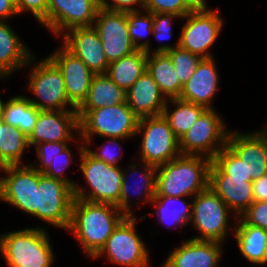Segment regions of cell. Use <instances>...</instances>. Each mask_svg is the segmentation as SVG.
Here are the masks:
<instances>
[{
	"label": "cell",
	"instance_id": "6da1fadb",
	"mask_svg": "<svg viewBox=\"0 0 267 267\" xmlns=\"http://www.w3.org/2000/svg\"><path fill=\"white\" fill-rule=\"evenodd\" d=\"M126 215L115 205L74 198L68 231L93 258Z\"/></svg>",
	"mask_w": 267,
	"mask_h": 267
},
{
	"label": "cell",
	"instance_id": "7a4b0ae2",
	"mask_svg": "<svg viewBox=\"0 0 267 267\" xmlns=\"http://www.w3.org/2000/svg\"><path fill=\"white\" fill-rule=\"evenodd\" d=\"M211 159L181 154L157 166L155 196L194 197L209 187Z\"/></svg>",
	"mask_w": 267,
	"mask_h": 267
},
{
	"label": "cell",
	"instance_id": "3957f363",
	"mask_svg": "<svg viewBox=\"0 0 267 267\" xmlns=\"http://www.w3.org/2000/svg\"><path fill=\"white\" fill-rule=\"evenodd\" d=\"M46 228L27 227L0 235V253L8 267H52L53 246Z\"/></svg>",
	"mask_w": 267,
	"mask_h": 267
},
{
	"label": "cell",
	"instance_id": "277c9868",
	"mask_svg": "<svg viewBox=\"0 0 267 267\" xmlns=\"http://www.w3.org/2000/svg\"><path fill=\"white\" fill-rule=\"evenodd\" d=\"M79 167L87 188L75 184L74 198L95 203H108L117 205L120 200L123 168H116L93 157L85 148V143L79 144Z\"/></svg>",
	"mask_w": 267,
	"mask_h": 267
},
{
	"label": "cell",
	"instance_id": "5b68a950",
	"mask_svg": "<svg viewBox=\"0 0 267 267\" xmlns=\"http://www.w3.org/2000/svg\"><path fill=\"white\" fill-rule=\"evenodd\" d=\"M79 117V137L85 146L92 144V137H136L139 117L127 103L94 110H76ZM91 143V144H90Z\"/></svg>",
	"mask_w": 267,
	"mask_h": 267
},
{
	"label": "cell",
	"instance_id": "8992f818",
	"mask_svg": "<svg viewBox=\"0 0 267 267\" xmlns=\"http://www.w3.org/2000/svg\"><path fill=\"white\" fill-rule=\"evenodd\" d=\"M35 59V56L32 55L26 65L28 68L33 64L27 84L35 98L27 97L29 101L39 110L76 111V108L68 100L61 70L48 56L39 62H36Z\"/></svg>",
	"mask_w": 267,
	"mask_h": 267
},
{
	"label": "cell",
	"instance_id": "52a82bcc",
	"mask_svg": "<svg viewBox=\"0 0 267 267\" xmlns=\"http://www.w3.org/2000/svg\"><path fill=\"white\" fill-rule=\"evenodd\" d=\"M229 213L233 212L210 187L195 195L192 198V214L188 224H191L200 235L191 239L225 242L228 232L231 231L230 234L233 235L235 228L229 224Z\"/></svg>",
	"mask_w": 267,
	"mask_h": 267
},
{
	"label": "cell",
	"instance_id": "ba28073f",
	"mask_svg": "<svg viewBox=\"0 0 267 267\" xmlns=\"http://www.w3.org/2000/svg\"><path fill=\"white\" fill-rule=\"evenodd\" d=\"M136 221V216H126L92 259L105 255L106 260L113 265L150 267L149 249L137 234Z\"/></svg>",
	"mask_w": 267,
	"mask_h": 267
},
{
	"label": "cell",
	"instance_id": "9c48e42d",
	"mask_svg": "<svg viewBox=\"0 0 267 267\" xmlns=\"http://www.w3.org/2000/svg\"><path fill=\"white\" fill-rule=\"evenodd\" d=\"M141 135L140 161L154 166L181 155L179 139L163 114L139 118L136 136Z\"/></svg>",
	"mask_w": 267,
	"mask_h": 267
},
{
	"label": "cell",
	"instance_id": "30bf717a",
	"mask_svg": "<svg viewBox=\"0 0 267 267\" xmlns=\"http://www.w3.org/2000/svg\"><path fill=\"white\" fill-rule=\"evenodd\" d=\"M215 109H206L179 140L181 154L213 159L227 145L230 130Z\"/></svg>",
	"mask_w": 267,
	"mask_h": 267
},
{
	"label": "cell",
	"instance_id": "8fae6325",
	"mask_svg": "<svg viewBox=\"0 0 267 267\" xmlns=\"http://www.w3.org/2000/svg\"><path fill=\"white\" fill-rule=\"evenodd\" d=\"M74 200L73 187L39 172L36 218L51 226L67 230Z\"/></svg>",
	"mask_w": 267,
	"mask_h": 267
},
{
	"label": "cell",
	"instance_id": "7c38bea8",
	"mask_svg": "<svg viewBox=\"0 0 267 267\" xmlns=\"http://www.w3.org/2000/svg\"><path fill=\"white\" fill-rule=\"evenodd\" d=\"M0 200L22 212L36 217V198L39 172L31 165H12L0 168Z\"/></svg>",
	"mask_w": 267,
	"mask_h": 267
},
{
	"label": "cell",
	"instance_id": "4fadbf2b",
	"mask_svg": "<svg viewBox=\"0 0 267 267\" xmlns=\"http://www.w3.org/2000/svg\"><path fill=\"white\" fill-rule=\"evenodd\" d=\"M218 10L190 12L183 17L186 22L179 36V47L199 55L201 58H212L213 47L223 28V18Z\"/></svg>",
	"mask_w": 267,
	"mask_h": 267
},
{
	"label": "cell",
	"instance_id": "5bb4252c",
	"mask_svg": "<svg viewBox=\"0 0 267 267\" xmlns=\"http://www.w3.org/2000/svg\"><path fill=\"white\" fill-rule=\"evenodd\" d=\"M93 27L100 36L108 63L137 50L129 36L127 12L99 8Z\"/></svg>",
	"mask_w": 267,
	"mask_h": 267
},
{
	"label": "cell",
	"instance_id": "9a60e30c",
	"mask_svg": "<svg viewBox=\"0 0 267 267\" xmlns=\"http://www.w3.org/2000/svg\"><path fill=\"white\" fill-rule=\"evenodd\" d=\"M98 10L97 0H48L47 30L60 38L70 29L93 26Z\"/></svg>",
	"mask_w": 267,
	"mask_h": 267
},
{
	"label": "cell",
	"instance_id": "2e32d148",
	"mask_svg": "<svg viewBox=\"0 0 267 267\" xmlns=\"http://www.w3.org/2000/svg\"><path fill=\"white\" fill-rule=\"evenodd\" d=\"M73 130H76L75 133L79 134L80 126L77 111L40 110L36 125L28 136V143L30 147H35L37 144L45 142H83L79 137L76 141L75 137L77 135L73 134Z\"/></svg>",
	"mask_w": 267,
	"mask_h": 267
},
{
	"label": "cell",
	"instance_id": "e0dca14e",
	"mask_svg": "<svg viewBox=\"0 0 267 267\" xmlns=\"http://www.w3.org/2000/svg\"><path fill=\"white\" fill-rule=\"evenodd\" d=\"M48 57L61 70L68 100L77 109L86 99L95 74L63 44Z\"/></svg>",
	"mask_w": 267,
	"mask_h": 267
},
{
	"label": "cell",
	"instance_id": "ac0fdd59",
	"mask_svg": "<svg viewBox=\"0 0 267 267\" xmlns=\"http://www.w3.org/2000/svg\"><path fill=\"white\" fill-rule=\"evenodd\" d=\"M252 178L231 177L225 174L213 161L209 168V187L239 218L254 202Z\"/></svg>",
	"mask_w": 267,
	"mask_h": 267
},
{
	"label": "cell",
	"instance_id": "d6986e66",
	"mask_svg": "<svg viewBox=\"0 0 267 267\" xmlns=\"http://www.w3.org/2000/svg\"><path fill=\"white\" fill-rule=\"evenodd\" d=\"M62 44L81 59L94 74H105L109 66L100 36L93 26L77 27L63 34Z\"/></svg>",
	"mask_w": 267,
	"mask_h": 267
},
{
	"label": "cell",
	"instance_id": "ffe728a7",
	"mask_svg": "<svg viewBox=\"0 0 267 267\" xmlns=\"http://www.w3.org/2000/svg\"><path fill=\"white\" fill-rule=\"evenodd\" d=\"M227 145L246 164L252 182L267 174V136L263 131H230Z\"/></svg>",
	"mask_w": 267,
	"mask_h": 267
},
{
	"label": "cell",
	"instance_id": "44dd1931",
	"mask_svg": "<svg viewBox=\"0 0 267 267\" xmlns=\"http://www.w3.org/2000/svg\"><path fill=\"white\" fill-rule=\"evenodd\" d=\"M159 267H219L224 243L183 240Z\"/></svg>",
	"mask_w": 267,
	"mask_h": 267
},
{
	"label": "cell",
	"instance_id": "7402d4cb",
	"mask_svg": "<svg viewBox=\"0 0 267 267\" xmlns=\"http://www.w3.org/2000/svg\"><path fill=\"white\" fill-rule=\"evenodd\" d=\"M219 71L215 59L203 58L194 74L183 85L178 99L214 109L213 98L219 89Z\"/></svg>",
	"mask_w": 267,
	"mask_h": 267
},
{
	"label": "cell",
	"instance_id": "603a6c76",
	"mask_svg": "<svg viewBox=\"0 0 267 267\" xmlns=\"http://www.w3.org/2000/svg\"><path fill=\"white\" fill-rule=\"evenodd\" d=\"M138 164H132L131 166H128V169L130 171L123 169V176H122V184H121V193H120V200L119 203L116 205L126 216H135V213H133V207H131V195L136 194L137 196V204L139 207L142 204V202H148L151 204L152 200L155 197V191H156V176H157V167L151 164H147L145 162L138 161ZM140 164V165H139ZM139 165V166H137ZM138 167V168H137ZM143 171H138V169H141ZM132 169V171H131ZM138 172H140L141 181L133 183L134 187L130 185L128 178H134L135 174L137 175ZM138 179V180H139ZM144 180V181H143ZM143 181V182H142ZM131 188H135V192L133 193ZM132 190V191H131ZM143 190V191H142ZM132 193V194H131ZM135 196V195H134ZM138 196H141L139 198ZM143 196V199H142ZM140 199V200H139ZM141 203H140V202Z\"/></svg>",
	"mask_w": 267,
	"mask_h": 267
},
{
	"label": "cell",
	"instance_id": "cb8c5ba5",
	"mask_svg": "<svg viewBox=\"0 0 267 267\" xmlns=\"http://www.w3.org/2000/svg\"><path fill=\"white\" fill-rule=\"evenodd\" d=\"M126 95V103L139 118L162 114L167 102L147 70L126 91Z\"/></svg>",
	"mask_w": 267,
	"mask_h": 267
},
{
	"label": "cell",
	"instance_id": "d4e9b609",
	"mask_svg": "<svg viewBox=\"0 0 267 267\" xmlns=\"http://www.w3.org/2000/svg\"><path fill=\"white\" fill-rule=\"evenodd\" d=\"M25 44V45H24ZM7 21H0V78L26 68L33 55Z\"/></svg>",
	"mask_w": 267,
	"mask_h": 267
},
{
	"label": "cell",
	"instance_id": "484cf974",
	"mask_svg": "<svg viewBox=\"0 0 267 267\" xmlns=\"http://www.w3.org/2000/svg\"><path fill=\"white\" fill-rule=\"evenodd\" d=\"M242 256L252 264H267V231L249 224H235L233 233Z\"/></svg>",
	"mask_w": 267,
	"mask_h": 267
},
{
	"label": "cell",
	"instance_id": "4316f807",
	"mask_svg": "<svg viewBox=\"0 0 267 267\" xmlns=\"http://www.w3.org/2000/svg\"><path fill=\"white\" fill-rule=\"evenodd\" d=\"M126 91L105 74H95L86 99L76 110H94L126 103Z\"/></svg>",
	"mask_w": 267,
	"mask_h": 267
},
{
	"label": "cell",
	"instance_id": "83f0119b",
	"mask_svg": "<svg viewBox=\"0 0 267 267\" xmlns=\"http://www.w3.org/2000/svg\"><path fill=\"white\" fill-rule=\"evenodd\" d=\"M166 99L180 97L183 86L179 82L172 60L167 53L147 54V69Z\"/></svg>",
	"mask_w": 267,
	"mask_h": 267
},
{
	"label": "cell",
	"instance_id": "f1b7e54d",
	"mask_svg": "<svg viewBox=\"0 0 267 267\" xmlns=\"http://www.w3.org/2000/svg\"><path fill=\"white\" fill-rule=\"evenodd\" d=\"M39 111L26 95H17L3 102L1 118L3 122L17 127L28 137L36 125Z\"/></svg>",
	"mask_w": 267,
	"mask_h": 267
},
{
	"label": "cell",
	"instance_id": "f546056e",
	"mask_svg": "<svg viewBox=\"0 0 267 267\" xmlns=\"http://www.w3.org/2000/svg\"><path fill=\"white\" fill-rule=\"evenodd\" d=\"M147 69V53L136 50L109 63L106 74L120 88L127 91Z\"/></svg>",
	"mask_w": 267,
	"mask_h": 267
},
{
	"label": "cell",
	"instance_id": "4dcf8cb0",
	"mask_svg": "<svg viewBox=\"0 0 267 267\" xmlns=\"http://www.w3.org/2000/svg\"><path fill=\"white\" fill-rule=\"evenodd\" d=\"M169 104H172L175 109L170 111ZM205 110L206 108L201 105L176 98L167 99L162 114L167 119L173 133L180 140L193 127Z\"/></svg>",
	"mask_w": 267,
	"mask_h": 267
},
{
	"label": "cell",
	"instance_id": "1f68e13d",
	"mask_svg": "<svg viewBox=\"0 0 267 267\" xmlns=\"http://www.w3.org/2000/svg\"><path fill=\"white\" fill-rule=\"evenodd\" d=\"M29 149L28 137L17 127L2 121L0 135V168L12 165H24V152Z\"/></svg>",
	"mask_w": 267,
	"mask_h": 267
},
{
	"label": "cell",
	"instance_id": "d6a6232c",
	"mask_svg": "<svg viewBox=\"0 0 267 267\" xmlns=\"http://www.w3.org/2000/svg\"><path fill=\"white\" fill-rule=\"evenodd\" d=\"M152 203L157 211L155 214L159 218V223L178 228V225L180 227L188 225L191 220L192 199L188 203L184 197L155 196Z\"/></svg>",
	"mask_w": 267,
	"mask_h": 267
},
{
	"label": "cell",
	"instance_id": "836d02e7",
	"mask_svg": "<svg viewBox=\"0 0 267 267\" xmlns=\"http://www.w3.org/2000/svg\"><path fill=\"white\" fill-rule=\"evenodd\" d=\"M153 53H167L169 55L182 86L191 78L203 59L199 55L179 47V38L175 45L160 44L153 50Z\"/></svg>",
	"mask_w": 267,
	"mask_h": 267
},
{
	"label": "cell",
	"instance_id": "e575fe53",
	"mask_svg": "<svg viewBox=\"0 0 267 267\" xmlns=\"http://www.w3.org/2000/svg\"><path fill=\"white\" fill-rule=\"evenodd\" d=\"M145 11L146 14H142ZM129 36L137 50H143L147 54H152L149 40L141 41L148 34H153V13L140 10L127 12ZM141 41V42H140Z\"/></svg>",
	"mask_w": 267,
	"mask_h": 267
},
{
	"label": "cell",
	"instance_id": "d590c367",
	"mask_svg": "<svg viewBox=\"0 0 267 267\" xmlns=\"http://www.w3.org/2000/svg\"><path fill=\"white\" fill-rule=\"evenodd\" d=\"M212 161L227 175L238 178H251L247 174L245 162H243L235 152L225 145L217 153Z\"/></svg>",
	"mask_w": 267,
	"mask_h": 267
},
{
	"label": "cell",
	"instance_id": "8d00e7d4",
	"mask_svg": "<svg viewBox=\"0 0 267 267\" xmlns=\"http://www.w3.org/2000/svg\"><path fill=\"white\" fill-rule=\"evenodd\" d=\"M108 140H106L105 145H100L97 147V149L94 151V149H91L89 146H85L86 150L96 159L103 161L107 163L108 165L116 168L119 167V160L122 158L121 155V148L122 145H120V140L124 143V138H115V137H104ZM119 149H118V148ZM114 148V149H113ZM116 148L119 150L120 153H117L119 155H116L115 151Z\"/></svg>",
	"mask_w": 267,
	"mask_h": 267
},
{
	"label": "cell",
	"instance_id": "74e56055",
	"mask_svg": "<svg viewBox=\"0 0 267 267\" xmlns=\"http://www.w3.org/2000/svg\"><path fill=\"white\" fill-rule=\"evenodd\" d=\"M69 143L61 142H45L37 144L35 152L37 154V160L35 164L30 163L38 172L44 173L51 165L53 159L59 155Z\"/></svg>",
	"mask_w": 267,
	"mask_h": 267
},
{
	"label": "cell",
	"instance_id": "f35d334b",
	"mask_svg": "<svg viewBox=\"0 0 267 267\" xmlns=\"http://www.w3.org/2000/svg\"><path fill=\"white\" fill-rule=\"evenodd\" d=\"M143 10L152 13H174L182 18L191 12L184 0H143Z\"/></svg>",
	"mask_w": 267,
	"mask_h": 267
},
{
	"label": "cell",
	"instance_id": "ab89813d",
	"mask_svg": "<svg viewBox=\"0 0 267 267\" xmlns=\"http://www.w3.org/2000/svg\"><path fill=\"white\" fill-rule=\"evenodd\" d=\"M234 224H249L267 231V201H254Z\"/></svg>",
	"mask_w": 267,
	"mask_h": 267
},
{
	"label": "cell",
	"instance_id": "60d3db41",
	"mask_svg": "<svg viewBox=\"0 0 267 267\" xmlns=\"http://www.w3.org/2000/svg\"><path fill=\"white\" fill-rule=\"evenodd\" d=\"M73 153L71 152V149L69 148V145L59 154L57 155L50 167L44 172L47 176L63 181L65 183L70 184L72 187L76 184L68 179L66 175H64V171H66V168H69L71 165V162H73Z\"/></svg>",
	"mask_w": 267,
	"mask_h": 267
},
{
	"label": "cell",
	"instance_id": "b9f144b4",
	"mask_svg": "<svg viewBox=\"0 0 267 267\" xmlns=\"http://www.w3.org/2000/svg\"><path fill=\"white\" fill-rule=\"evenodd\" d=\"M18 14L31 12L39 24L47 28L48 0H15Z\"/></svg>",
	"mask_w": 267,
	"mask_h": 267
},
{
	"label": "cell",
	"instance_id": "7bdbcfd3",
	"mask_svg": "<svg viewBox=\"0 0 267 267\" xmlns=\"http://www.w3.org/2000/svg\"><path fill=\"white\" fill-rule=\"evenodd\" d=\"M182 19L174 13H153V36L159 42L164 39H170L172 35V20Z\"/></svg>",
	"mask_w": 267,
	"mask_h": 267
},
{
	"label": "cell",
	"instance_id": "ee69618b",
	"mask_svg": "<svg viewBox=\"0 0 267 267\" xmlns=\"http://www.w3.org/2000/svg\"><path fill=\"white\" fill-rule=\"evenodd\" d=\"M97 4L101 9L120 12L140 11L143 8V0H97Z\"/></svg>",
	"mask_w": 267,
	"mask_h": 267
},
{
	"label": "cell",
	"instance_id": "f6af8a7d",
	"mask_svg": "<svg viewBox=\"0 0 267 267\" xmlns=\"http://www.w3.org/2000/svg\"><path fill=\"white\" fill-rule=\"evenodd\" d=\"M252 184L254 201H267V174Z\"/></svg>",
	"mask_w": 267,
	"mask_h": 267
},
{
	"label": "cell",
	"instance_id": "bcb514c9",
	"mask_svg": "<svg viewBox=\"0 0 267 267\" xmlns=\"http://www.w3.org/2000/svg\"><path fill=\"white\" fill-rule=\"evenodd\" d=\"M15 15H18L15 0H0V21H7Z\"/></svg>",
	"mask_w": 267,
	"mask_h": 267
},
{
	"label": "cell",
	"instance_id": "7dc6e473",
	"mask_svg": "<svg viewBox=\"0 0 267 267\" xmlns=\"http://www.w3.org/2000/svg\"><path fill=\"white\" fill-rule=\"evenodd\" d=\"M184 2L191 12L211 10L207 5L206 0H184Z\"/></svg>",
	"mask_w": 267,
	"mask_h": 267
},
{
	"label": "cell",
	"instance_id": "c3c4849f",
	"mask_svg": "<svg viewBox=\"0 0 267 267\" xmlns=\"http://www.w3.org/2000/svg\"><path fill=\"white\" fill-rule=\"evenodd\" d=\"M3 100L0 98V118H1V113H2V105H3Z\"/></svg>",
	"mask_w": 267,
	"mask_h": 267
},
{
	"label": "cell",
	"instance_id": "681fc988",
	"mask_svg": "<svg viewBox=\"0 0 267 267\" xmlns=\"http://www.w3.org/2000/svg\"><path fill=\"white\" fill-rule=\"evenodd\" d=\"M262 131H263V133L267 136V123H266L264 129L262 128Z\"/></svg>",
	"mask_w": 267,
	"mask_h": 267
},
{
	"label": "cell",
	"instance_id": "f907efd6",
	"mask_svg": "<svg viewBox=\"0 0 267 267\" xmlns=\"http://www.w3.org/2000/svg\"><path fill=\"white\" fill-rule=\"evenodd\" d=\"M0 135H1V118H0Z\"/></svg>",
	"mask_w": 267,
	"mask_h": 267
}]
</instances>
